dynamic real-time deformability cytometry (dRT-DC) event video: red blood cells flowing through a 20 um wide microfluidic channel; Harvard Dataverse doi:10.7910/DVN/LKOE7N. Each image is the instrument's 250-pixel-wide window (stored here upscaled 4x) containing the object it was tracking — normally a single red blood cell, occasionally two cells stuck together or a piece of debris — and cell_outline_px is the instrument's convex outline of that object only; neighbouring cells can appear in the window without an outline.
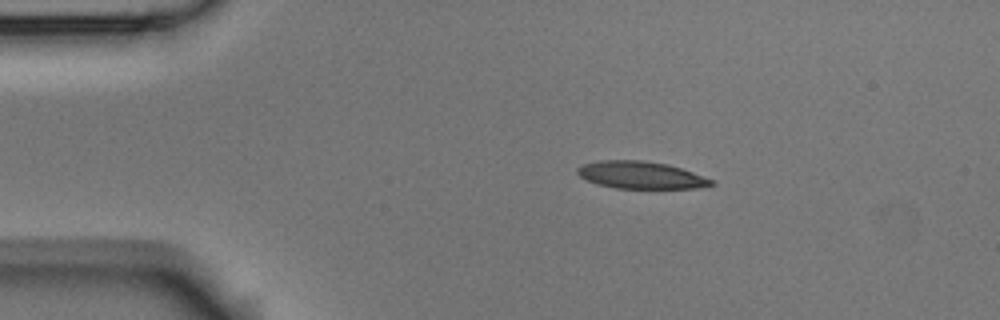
{"species": "Egyptian fruit bat (a non-hibernating species)", "species_latin": "Rousettus aegyptiacus", "temperature_condition": "room temperature", "stored_images_in_passage": 3, "camera_frame_rate_fps": 3000, "um_per_image_px": 0.085, "animal": {"sex": "male"}, "frame": {"image": 1, "passage_image": 2, "time_ms": 1.667, "image_size_px": [1000, 320], "cell_outline_px": [[716, 184], [696, 188], [616, 188], [596, 184], [580, 176], [576, 172], [576, 168], [584, 164], [600, 160], [640, 160], [668, 164], [692, 172], [712, 180]], "centroid_in_image_um": [54.44, 14.88], "position_along_channel_um": 30.6, "area_um2": 21.1}}